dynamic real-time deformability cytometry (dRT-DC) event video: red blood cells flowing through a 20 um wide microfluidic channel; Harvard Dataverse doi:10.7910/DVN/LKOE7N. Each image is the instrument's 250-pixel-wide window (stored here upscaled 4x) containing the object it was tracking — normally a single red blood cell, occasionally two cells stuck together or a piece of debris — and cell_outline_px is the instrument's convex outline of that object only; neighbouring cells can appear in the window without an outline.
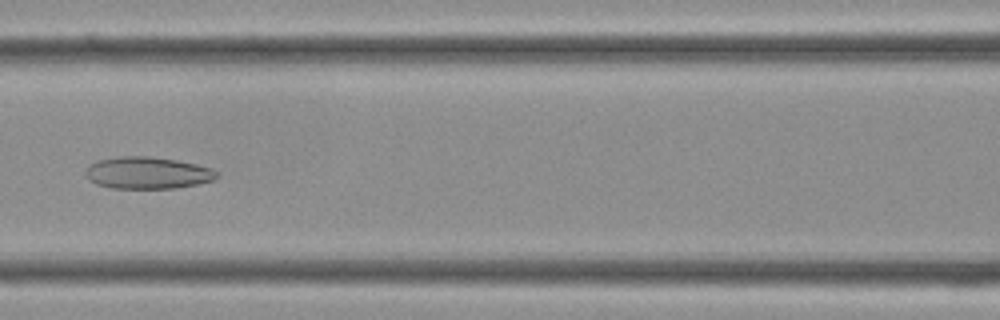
{"species": "Egyptian fruit bat (a non-hibernating species)", "species_latin": "Rousettus aegyptiacus", "temperature_condition": "cold", "stored_images_in_passage": 26, "camera_frame_rate_fps": 3000, "um_per_image_px": 0.085, "frame": {"image": 1, "passage_image": 7, "time_ms": 2.0, "image_size_px": [1000, 320], "cell_outline_px": [[220, 176], [212, 180], [200, 184], [176, 188], [112, 188], [96, 184], [88, 180], [84, 176], [84, 172], [88, 164], [96, 160], [120, 156], [152, 156], [176, 160], [196, 164], [212, 168]], "centroid_in_image_um": [12.5, 14.69], "position_along_channel_um": 154.1, "area_um2": 24.8}}
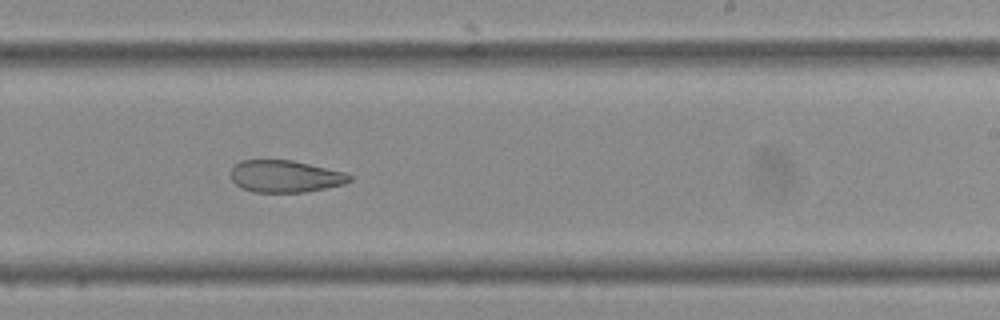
{"frame": {"image": 2, "passage_image": 13, "time_ms": 4.0, "image_size_px": [1000, 320], "cell_outline_px": [[352, 180], [344, 184], [304, 192], [256, 192], [244, 188], [236, 184], [232, 180], [232, 168], [240, 160], [292, 160], [348, 172], [352, 176]], "centroid_in_image_um": [24.3, 14.98], "position_along_channel_um": 264.7, "area_um2": 22.14}}
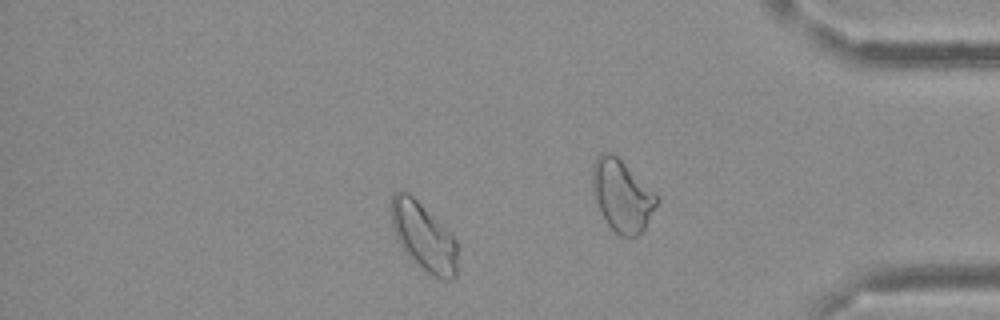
{"frame": {"image": 3, "passage_image": 20, "time_ms": 6.333, "image_size_px": [1000, 320], "cell_outline_px": [[456, 276], [452, 280], [444, 280], [432, 276], [424, 272], [404, 252], [392, 228], [392, 196], [400, 188], [408, 192], [448, 228], [452, 232], [456, 240]], "centroid_in_image_um": [36.02, 20.13], "position_along_channel_um": 399.2, "area_um2": 26.59}}